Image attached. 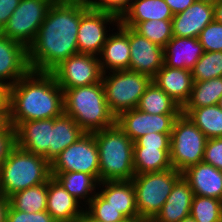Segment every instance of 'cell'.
<instances>
[{"label":"cell","instance_id":"6da1fadb","mask_svg":"<svg viewBox=\"0 0 222 222\" xmlns=\"http://www.w3.org/2000/svg\"><path fill=\"white\" fill-rule=\"evenodd\" d=\"M89 9L85 0H55L49 7L34 42L28 47L31 71L51 72L62 61L78 54L81 16Z\"/></svg>","mask_w":222,"mask_h":222},{"label":"cell","instance_id":"7a4b0ae2","mask_svg":"<svg viewBox=\"0 0 222 222\" xmlns=\"http://www.w3.org/2000/svg\"><path fill=\"white\" fill-rule=\"evenodd\" d=\"M63 113V90L49 72L30 71L9 88V119L15 129L22 122Z\"/></svg>","mask_w":222,"mask_h":222},{"label":"cell","instance_id":"3957f363","mask_svg":"<svg viewBox=\"0 0 222 222\" xmlns=\"http://www.w3.org/2000/svg\"><path fill=\"white\" fill-rule=\"evenodd\" d=\"M62 90L64 114L72 117L85 133H94L116 124V116L105 98L102 80Z\"/></svg>","mask_w":222,"mask_h":222},{"label":"cell","instance_id":"277c9868","mask_svg":"<svg viewBox=\"0 0 222 222\" xmlns=\"http://www.w3.org/2000/svg\"><path fill=\"white\" fill-rule=\"evenodd\" d=\"M93 134L99 150V182L132 180L134 142L117 124Z\"/></svg>","mask_w":222,"mask_h":222},{"label":"cell","instance_id":"5b68a950","mask_svg":"<svg viewBox=\"0 0 222 222\" xmlns=\"http://www.w3.org/2000/svg\"><path fill=\"white\" fill-rule=\"evenodd\" d=\"M52 177L51 164L41 155L16 146L0 167V195L14 193L47 183Z\"/></svg>","mask_w":222,"mask_h":222},{"label":"cell","instance_id":"8992f818","mask_svg":"<svg viewBox=\"0 0 222 222\" xmlns=\"http://www.w3.org/2000/svg\"><path fill=\"white\" fill-rule=\"evenodd\" d=\"M182 173L174 168L144 174H135L132 183L135 189L136 207L139 219L153 220L161 211Z\"/></svg>","mask_w":222,"mask_h":222},{"label":"cell","instance_id":"52a82bcc","mask_svg":"<svg viewBox=\"0 0 222 222\" xmlns=\"http://www.w3.org/2000/svg\"><path fill=\"white\" fill-rule=\"evenodd\" d=\"M151 82L150 76L131 70L103 73L102 84L111 112L117 117L122 112L136 108Z\"/></svg>","mask_w":222,"mask_h":222},{"label":"cell","instance_id":"ba28073f","mask_svg":"<svg viewBox=\"0 0 222 222\" xmlns=\"http://www.w3.org/2000/svg\"><path fill=\"white\" fill-rule=\"evenodd\" d=\"M207 137L181 113L174 121L170 136V161L178 172L203 161Z\"/></svg>","mask_w":222,"mask_h":222},{"label":"cell","instance_id":"9c48e42d","mask_svg":"<svg viewBox=\"0 0 222 222\" xmlns=\"http://www.w3.org/2000/svg\"><path fill=\"white\" fill-rule=\"evenodd\" d=\"M54 1L20 0L0 33L28 48L34 42L48 9Z\"/></svg>","mask_w":222,"mask_h":222},{"label":"cell","instance_id":"30bf717a","mask_svg":"<svg viewBox=\"0 0 222 222\" xmlns=\"http://www.w3.org/2000/svg\"><path fill=\"white\" fill-rule=\"evenodd\" d=\"M51 172H84L99 181V150L93 133H85L51 163Z\"/></svg>","mask_w":222,"mask_h":222},{"label":"cell","instance_id":"8fae6325","mask_svg":"<svg viewBox=\"0 0 222 222\" xmlns=\"http://www.w3.org/2000/svg\"><path fill=\"white\" fill-rule=\"evenodd\" d=\"M62 89L87 86L102 80L99 56L78 53L62 61L50 72Z\"/></svg>","mask_w":222,"mask_h":222},{"label":"cell","instance_id":"7c38bea8","mask_svg":"<svg viewBox=\"0 0 222 222\" xmlns=\"http://www.w3.org/2000/svg\"><path fill=\"white\" fill-rule=\"evenodd\" d=\"M119 17L113 13L88 9L80 18L77 35L79 53L99 56L111 30L119 24ZM108 29V30H107Z\"/></svg>","mask_w":222,"mask_h":222},{"label":"cell","instance_id":"4fadbf2b","mask_svg":"<svg viewBox=\"0 0 222 222\" xmlns=\"http://www.w3.org/2000/svg\"><path fill=\"white\" fill-rule=\"evenodd\" d=\"M180 114H148L137 108L122 112L116 117L117 126L135 142L149 133H171Z\"/></svg>","mask_w":222,"mask_h":222},{"label":"cell","instance_id":"5bb4252c","mask_svg":"<svg viewBox=\"0 0 222 222\" xmlns=\"http://www.w3.org/2000/svg\"><path fill=\"white\" fill-rule=\"evenodd\" d=\"M30 71L28 48L0 33V84L10 88Z\"/></svg>","mask_w":222,"mask_h":222},{"label":"cell","instance_id":"9a60e30c","mask_svg":"<svg viewBox=\"0 0 222 222\" xmlns=\"http://www.w3.org/2000/svg\"><path fill=\"white\" fill-rule=\"evenodd\" d=\"M129 70L153 78L164 65V48L152 43L129 27Z\"/></svg>","mask_w":222,"mask_h":222},{"label":"cell","instance_id":"2e32d148","mask_svg":"<svg viewBox=\"0 0 222 222\" xmlns=\"http://www.w3.org/2000/svg\"><path fill=\"white\" fill-rule=\"evenodd\" d=\"M214 19V4L195 0L186 10L173 15V36L198 38L202 30Z\"/></svg>","mask_w":222,"mask_h":222},{"label":"cell","instance_id":"e0dca14e","mask_svg":"<svg viewBox=\"0 0 222 222\" xmlns=\"http://www.w3.org/2000/svg\"><path fill=\"white\" fill-rule=\"evenodd\" d=\"M117 30L118 31L109 34L99 55L102 73L129 70V27L119 22Z\"/></svg>","mask_w":222,"mask_h":222},{"label":"cell","instance_id":"ac0fdd59","mask_svg":"<svg viewBox=\"0 0 222 222\" xmlns=\"http://www.w3.org/2000/svg\"><path fill=\"white\" fill-rule=\"evenodd\" d=\"M80 205L54 177L48 180L46 211L56 222H78L85 210Z\"/></svg>","mask_w":222,"mask_h":222},{"label":"cell","instance_id":"d6986e66","mask_svg":"<svg viewBox=\"0 0 222 222\" xmlns=\"http://www.w3.org/2000/svg\"><path fill=\"white\" fill-rule=\"evenodd\" d=\"M99 188H101L99 190ZM97 193L128 220L140 222L131 180L99 182Z\"/></svg>","mask_w":222,"mask_h":222},{"label":"cell","instance_id":"ffe728a7","mask_svg":"<svg viewBox=\"0 0 222 222\" xmlns=\"http://www.w3.org/2000/svg\"><path fill=\"white\" fill-rule=\"evenodd\" d=\"M182 176L194 195L222 200V170L202 161L188 167Z\"/></svg>","mask_w":222,"mask_h":222},{"label":"cell","instance_id":"44dd1931","mask_svg":"<svg viewBox=\"0 0 222 222\" xmlns=\"http://www.w3.org/2000/svg\"><path fill=\"white\" fill-rule=\"evenodd\" d=\"M54 118L22 122L16 128L17 146L43 156L51 146V128Z\"/></svg>","mask_w":222,"mask_h":222},{"label":"cell","instance_id":"7402d4cb","mask_svg":"<svg viewBox=\"0 0 222 222\" xmlns=\"http://www.w3.org/2000/svg\"><path fill=\"white\" fill-rule=\"evenodd\" d=\"M152 81L181 107L189 100L194 84L191 70L170 68L165 64Z\"/></svg>","mask_w":222,"mask_h":222},{"label":"cell","instance_id":"603a6c76","mask_svg":"<svg viewBox=\"0 0 222 222\" xmlns=\"http://www.w3.org/2000/svg\"><path fill=\"white\" fill-rule=\"evenodd\" d=\"M203 54L198 38L173 36L164 47V64L170 68L191 70Z\"/></svg>","mask_w":222,"mask_h":222},{"label":"cell","instance_id":"cb8c5ba5","mask_svg":"<svg viewBox=\"0 0 222 222\" xmlns=\"http://www.w3.org/2000/svg\"><path fill=\"white\" fill-rule=\"evenodd\" d=\"M194 194L183 176L174 184L171 193L161 211L152 220L154 222H179L190 216Z\"/></svg>","mask_w":222,"mask_h":222},{"label":"cell","instance_id":"d4e9b609","mask_svg":"<svg viewBox=\"0 0 222 222\" xmlns=\"http://www.w3.org/2000/svg\"><path fill=\"white\" fill-rule=\"evenodd\" d=\"M172 18L173 13L165 0H132L119 21L124 26L134 28L139 22Z\"/></svg>","mask_w":222,"mask_h":222},{"label":"cell","instance_id":"484cf974","mask_svg":"<svg viewBox=\"0 0 222 222\" xmlns=\"http://www.w3.org/2000/svg\"><path fill=\"white\" fill-rule=\"evenodd\" d=\"M84 134L85 132L72 117L63 113L54 118L51 128V146L43 157L51 164L63 150Z\"/></svg>","mask_w":222,"mask_h":222},{"label":"cell","instance_id":"4316f807","mask_svg":"<svg viewBox=\"0 0 222 222\" xmlns=\"http://www.w3.org/2000/svg\"><path fill=\"white\" fill-rule=\"evenodd\" d=\"M62 187L77 199L84 208L98 191L99 181L84 172H51Z\"/></svg>","mask_w":222,"mask_h":222},{"label":"cell","instance_id":"83f0119b","mask_svg":"<svg viewBox=\"0 0 222 222\" xmlns=\"http://www.w3.org/2000/svg\"><path fill=\"white\" fill-rule=\"evenodd\" d=\"M133 167L135 174L161 172L173 168L170 148L134 147Z\"/></svg>","mask_w":222,"mask_h":222},{"label":"cell","instance_id":"f1b7e54d","mask_svg":"<svg viewBox=\"0 0 222 222\" xmlns=\"http://www.w3.org/2000/svg\"><path fill=\"white\" fill-rule=\"evenodd\" d=\"M148 114H181L182 107L153 81L139 99L136 107Z\"/></svg>","mask_w":222,"mask_h":222},{"label":"cell","instance_id":"f546056e","mask_svg":"<svg viewBox=\"0 0 222 222\" xmlns=\"http://www.w3.org/2000/svg\"><path fill=\"white\" fill-rule=\"evenodd\" d=\"M189 119L207 139L222 137V109L218 105L200 108H182Z\"/></svg>","mask_w":222,"mask_h":222},{"label":"cell","instance_id":"4dcf8cb0","mask_svg":"<svg viewBox=\"0 0 222 222\" xmlns=\"http://www.w3.org/2000/svg\"><path fill=\"white\" fill-rule=\"evenodd\" d=\"M222 97V77L194 81L189 100L182 108H200L217 105Z\"/></svg>","mask_w":222,"mask_h":222},{"label":"cell","instance_id":"1f68e13d","mask_svg":"<svg viewBox=\"0 0 222 222\" xmlns=\"http://www.w3.org/2000/svg\"><path fill=\"white\" fill-rule=\"evenodd\" d=\"M10 205L27 213L46 211L47 183L18 191L9 197Z\"/></svg>","mask_w":222,"mask_h":222},{"label":"cell","instance_id":"d6a6232c","mask_svg":"<svg viewBox=\"0 0 222 222\" xmlns=\"http://www.w3.org/2000/svg\"><path fill=\"white\" fill-rule=\"evenodd\" d=\"M133 29L162 48L173 38L172 20L139 22Z\"/></svg>","mask_w":222,"mask_h":222},{"label":"cell","instance_id":"836d02e7","mask_svg":"<svg viewBox=\"0 0 222 222\" xmlns=\"http://www.w3.org/2000/svg\"><path fill=\"white\" fill-rule=\"evenodd\" d=\"M190 216L196 222H222V200L194 195Z\"/></svg>","mask_w":222,"mask_h":222},{"label":"cell","instance_id":"e575fe53","mask_svg":"<svg viewBox=\"0 0 222 222\" xmlns=\"http://www.w3.org/2000/svg\"><path fill=\"white\" fill-rule=\"evenodd\" d=\"M194 81L222 77V51L204 52L191 69Z\"/></svg>","mask_w":222,"mask_h":222},{"label":"cell","instance_id":"d590c367","mask_svg":"<svg viewBox=\"0 0 222 222\" xmlns=\"http://www.w3.org/2000/svg\"><path fill=\"white\" fill-rule=\"evenodd\" d=\"M85 210L95 219L102 222H134L109 205L98 193L90 200Z\"/></svg>","mask_w":222,"mask_h":222},{"label":"cell","instance_id":"8d00e7d4","mask_svg":"<svg viewBox=\"0 0 222 222\" xmlns=\"http://www.w3.org/2000/svg\"><path fill=\"white\" fill-rule=\"evenodd\" d=\"M204 52L222 51V24L215 19L198 36Z\"/></svg>","mask_w":222,"mask_h":222},{"label":"cell","instance_id":"74e56055","mask_svg":"<svg viewBox=\"0 0 222 222\" xmlns=\"http://www.w3.org/2000/svg\"><path fill=\"white\" fill-rule=\"evenodd\" d=\"M132 0H85L86 5L93 10L107 11L119 18L130 6Z\"/></svg>","mask_w":222,"mask_h":222},{"label":"cell","instance_id":"f35d334b","mask_svg":"<svg viewBox=\"0 0 222 222\" xmlns=\"http://www.w3.org/2000/svg\"><path fill=\"white\" fill-rule=\"evenodd\" d=\"M6 222H56L47 211L27 213L15 210L11 205Z\"/></svg>","mask_w":222,"mask_h":222},{"label":"cell","instance_id":"ab89813d","mask_svg":"<svg viewBox=\"0 0 222 222\" xmlns=\"http://www.w3.org/2000/svg\"><path fill=\"white\" fill-rule=\"evenodd\" d=\"M203 162L222 170V137L207 139Z\"/></svg>","mask_w":222,"mask_h":222},{"label":"cell","instance_id":"60d3db41","mask_svg":"<svg viewBox=\"0 0 222 222\" xmlns=\"http://www.w3.org/2000/svg\"><path fill=\"white\" fill-rule=\"evenodd\" d=\"M171 133H149L139 137L134 142V147L145 148H170Z\"/></svg>","mask_w":222,"mask_h":222},{"label":"cell","instance_id":"b9f144b4","mask_svg":"<svg viewBox=\"0 0 222 222\" xmlns=\"http://www.w3.org/2000/svg\"><path fill=\"white\" fill-rule=\"evenodd\" d=\"M16 146V129L10 125L3 133H0V167Z\"/></svg>","mask_w":222,"mask_h":222},{"label":"cell","instance_id":"7bdbcfd3","mask_svg":"<svg viewBox=\"0 0 222 222\" xmlns=\"http://www.w3.org/2000/svg\"><path fill=\"white\" fill-rule=\"evenodd\" d=\"M19 3L20 0H0V31L5 27Z\"/></svg>","mask_w":222,"mask_h":222},{"label":"cell","instance_id":"ee69618b","mask_svg":"<svg viewBox=\"0 0 222 222\" xmlns=\"http://www.w3.org/2000/svg\"><path fill=\"white\" fill-rule=\"evenodd\" d=\"M173 15L183 12L191 6L195 0H165Z\"/></svg>","mask_w":222,"mask_h":222},{"label":"cell","instance_id":"f6af8a7d","mask_svg":"<svg viewBox=\"0 0 222 222\" xmlns=\"http://www.w3.org/2000/svg\"><path fill=\"white\" fill-rule=\"evenodd\" d=\"M0 113H9V88L0 84Z\"/></svg>","mask_w":222,"mask_h":222},{"label":"cell","instance_id":"bcb514c9","mask_svg":"<svg viewBox=\"0 0 222 222\" xmlns=\"http://www.w3.org/2000/svg\"><path fill=\"white\" fill-rule=\"evenodd\" d=\"M10 207L9 198L0 195V222H6L7 212Z\"/></svg>","mask_w":222,"mask_h":222},{"label":"cell","instance_id":"7dc6e473","mask_svg":"<svg viewBox=\"0 0 222 222\" xmlns=\"http://www.w3.org/2000/svg\"><path fill=\"white\" fill-rule=\"evenodd\" d=\"M9 126V113H0V133H3Z\"/></svg>","mask_w":222,"mask_h":222},{"label":"cell","instance_id":"c3c4849f","mask_svg":"<svg viewBox=\"0 0 222 222\" xmlns=\"http://www.w3.org/2000/svg\"><path fill=\"white\" fill-rule=\"evenodd\" d=\"M214 17L217 22L222 24V0L214 4Z\"/></svg>","mask_w":222,"mask_h":222},{"label":"cell","instance_id":"681fc988","mask_svg":"<svg viewBox=\"0 0 222 222\" xmlns=\"http://www.w3.org/2000/svg\"><path fill=\"white\" fill-rule=\"evenodd\" d=\"M78 222H102L93 218L86 210H84L82 216L78 219Z\"/></svg>","mask_w":222,"mask_h":222},{"label":"cell","instance_id":"f907efd6","mask_svg":"<svg viewBox=\"0 0 222 222\" xmlns=\"http://www.w3.org/2000/svg\"><path fill=\"white\" fill-rule=\"evenodd\" d=\"M179 222H196V221L191 216H188Z\"/></svg>","mask_w":222,"mask_h":222},{"label":"cell","instance_id":"816d5d0a","mask_svg":"<svg viewBox=\"0 0 222 222\" xmlns=\"http://www.w3.org/2000/svg\"><path fill=\"white\" fill-rule=\"evenodd\" d=\"M199 1H204V2H209V3L216 4V3L219 2L220 0H199Z\"/></svg>","mask_w":222,"mask_h":222},{"label":"cell","instance_id":"f5cc1de1","mask_svg":"<svg viewBox=\"0 0 222 222\" xmlns=\"http://www.w3.org/2000/svg\"><path fill=\"white\" fill-rule=\"evenodd\" d=\"M221 109H222V97L219 99L218 104H217Z\"/></svg>","mask_w":222,"mask_h":222},{"label":"cell","instance_id":"db71d44e","mask_svg":"<svg viewBox=\"0 0 222 222\" xmlns=\"http://www.w3.org/2000/svg\"><path fill=\"white\" fill-rule=\"evenodd\" d=\"M140 222H154L152 220H144V221H140Z\"/></svg>","mask_w":222,"mask_h":222}]
</instances>
